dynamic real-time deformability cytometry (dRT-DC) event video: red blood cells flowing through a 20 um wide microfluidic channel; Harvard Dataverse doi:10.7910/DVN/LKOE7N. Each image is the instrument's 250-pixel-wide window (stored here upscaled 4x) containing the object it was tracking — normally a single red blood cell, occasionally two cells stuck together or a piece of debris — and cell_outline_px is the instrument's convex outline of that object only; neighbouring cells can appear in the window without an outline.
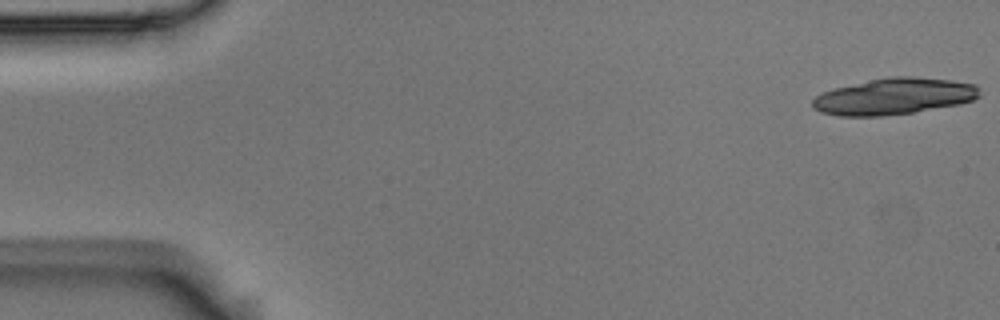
{"species": "Egyptian fruit bat (a non-hibernating species)", "species_latin": "Rousettus aegyptiacus", "temperature_condition": "room temperature", "stored_images_in_passage": 19, "camera_frame_rate_fps": 3000, "um_per_image_px": 0.085, "animal": {"sex": "male"}, "frame": {"image": 1, "passage_image": 1, "time_ms": 0.0, "image_size_px": [1000, 320], "cell_outline_px": [[980, 96], [972, 100], [960, 104], [912, 112], [884, 116], [840, 116], [820, 112], [812, 108], [812, 100], [816, 96], [824, 92], [836, 88], [888, 76], [912, 76], [952, 80], [976, 84], [980, 88]], "centroid_in_image_um": [76.02, 8.19], "position_along_channel_um": 9.0, "area_um2": 35.43}}